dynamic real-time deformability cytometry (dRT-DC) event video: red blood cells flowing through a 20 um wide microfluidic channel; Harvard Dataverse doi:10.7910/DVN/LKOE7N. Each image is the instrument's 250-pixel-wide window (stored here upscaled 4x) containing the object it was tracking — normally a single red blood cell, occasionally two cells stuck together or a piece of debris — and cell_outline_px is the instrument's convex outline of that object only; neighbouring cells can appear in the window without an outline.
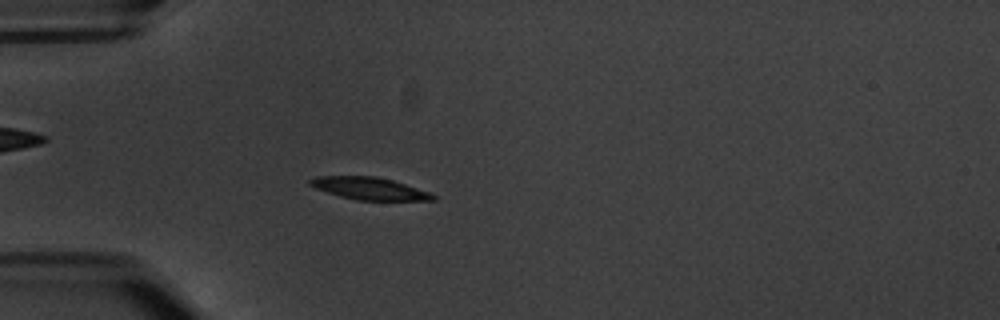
{"species": "common noctule bat (a hibernating species)", "species_latin": "Nyctalus noctula", "temperature_condition": "warm", "stored_images_in_passage": 4, "camera_frame_rate_fps": 3000, "um_per_image_px": 0.085, "animal": {"sex": "male", "body_mass_g": 20.1, "forearm_length_mm": 53.5}, "frame": {"image": 1, "passage_image": 4, "time_ms": 3.667, "image_size_px": [1000, 320], "cell_outline_px": [[436, 200], [356, 200], [340, 196], [316, 188], [308, 184], [308, 180], [316, 176], [376, 176], [392, 180], [428, 192], [436, 196]], "centroid_in_image_um": [31.36, 16.01], "position_along_channel_um": 53.6, "area_um2": 15.78}}